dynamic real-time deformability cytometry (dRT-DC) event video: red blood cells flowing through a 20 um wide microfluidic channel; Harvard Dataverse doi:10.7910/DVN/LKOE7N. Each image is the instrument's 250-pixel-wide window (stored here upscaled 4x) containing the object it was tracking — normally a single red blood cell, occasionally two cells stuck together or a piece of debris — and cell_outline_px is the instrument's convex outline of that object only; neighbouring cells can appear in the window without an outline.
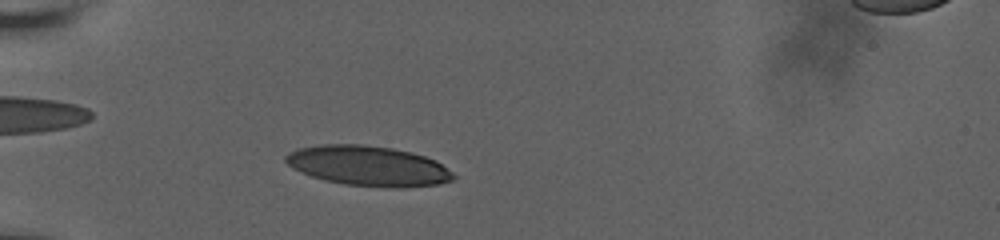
{"species": "human", "species_latin": "Homo sapiens", "temperature_condition": "room temperature", "stored_images_in_passage": 34, "camera_frame_rate_fps": 3000, "um_per_image_px": 0.085, "donor": {"sex": "male"}, "frame": {"image": 1, "passage_image": 7, "time_ms": 3.0, "image_size_px": [1000, 240], "cell_outline_px": [[456, 176], [452, 180], [436, 184], [344, 184], [324, 180], [312, 176], [292, 168], [284, 160], [284, 156], [288, 152], [300, 148], [320, 144], [360, 144], [392, 148], [412, 152], [436, 160], [452, 172]], "centroid_in_image_um": [31.21, 14.03], "position_along_channel_um": 53.8, "area_um2": 37.69}}
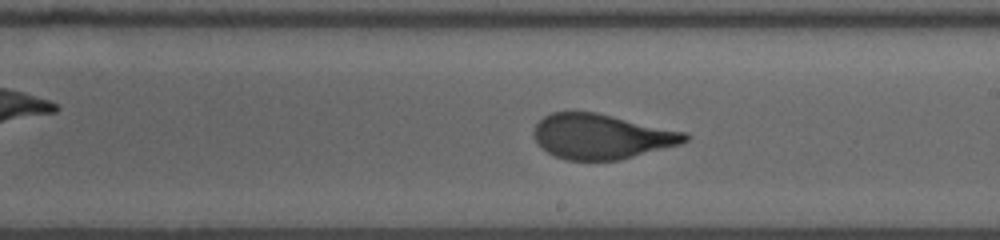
{"frame": {"image": 2, "passage_image": 20, "time_ms": 8.667, "image_size_px": [1000, 240], "cell_outline_px": [[688, 140], [680, 144], [620, 160], [564, 160], [548, 152], [536, 140], [532, 132], [536, 124], [544, 116], [552, 112], [596, 112], [688, 132]], "centroid_in_image_um": [51.15, 11.59], "position_along_channel_um": 237.9, "area_um2": 39.54}}
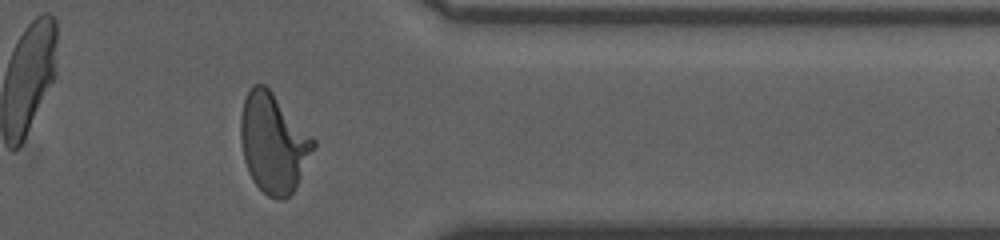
{"frame": {"image": 3, "passage_image": 31, "time_ms": 13.0, "image_size_px": [1000, 240], "cell_outline_px": [[316, 144], [296, 188], [288, 196], [280, 200], [268, 196], [252, 180], [248, 172], [244, 160], [240, 140], [240, 116], [244, 100], [252, 84], [264, 84], [272, 92], [316, 140]], "centroid_in_image_um": [23.22, 12.16], "position_along_channel_um": 388.2, "area_um2": 41.96}, "authors_computed_cell_mechanics": {"area_um2": 39.7375, "velocity_mm_per_s": 3.6354, "shape_relaxation_time_tau1_ms": 7.45, "shape_relaxation_time_tau2_ms": null, "deformation_change_tau1": 0.2475, "deformation_change_tau2": null}}